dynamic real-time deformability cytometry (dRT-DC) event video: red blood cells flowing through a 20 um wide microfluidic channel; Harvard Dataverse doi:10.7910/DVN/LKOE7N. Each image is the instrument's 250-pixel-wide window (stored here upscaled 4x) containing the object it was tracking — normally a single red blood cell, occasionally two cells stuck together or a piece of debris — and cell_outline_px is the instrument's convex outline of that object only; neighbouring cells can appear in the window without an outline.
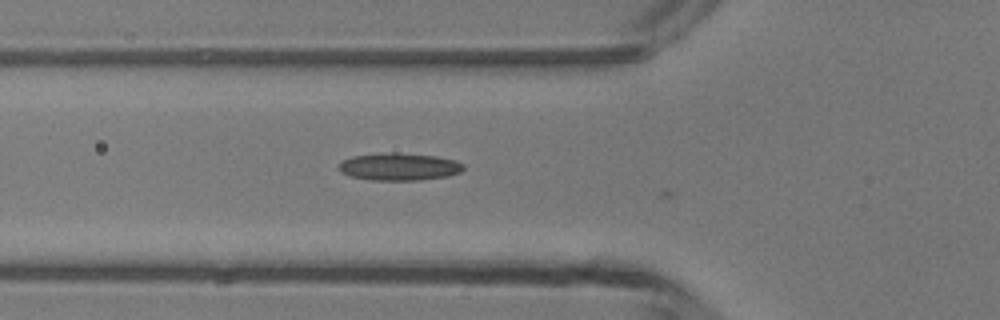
{"species": "common noctule bat (a hibernating species)", "species_latin": "Nyctalus noctula", "temperature_condition": "room temperature", "stored_images_in_passage": 6, "camera_frame_rate_fps": 3000, "um_per_image_px": 0.085, "animal": {"sex": "male", "body_mass_g": 13.3}, "frame": {"image": 1, "passage_image": 5, "time_ms": 1.333, "image_size_px": [1000, 320], "cell_outline_px": [[464, 168], [460, 172], [448, 176], [420, 180], [372, 180], [352, 176], [340, 172], [336, 168], [336, 164], [352, 156], [392, 152], [396, 152], [436, 156], [456, 160], [464, 164]], "centroid_in_image_um": [33.92, 14.16], "position_along_channel_um": 91.9, "area_um2": 20.06}}